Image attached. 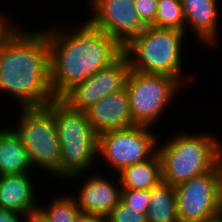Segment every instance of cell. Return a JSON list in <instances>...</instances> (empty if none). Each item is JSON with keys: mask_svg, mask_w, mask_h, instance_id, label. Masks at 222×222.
Returning a JSON list of instances; mask_svg holds the SVG:
<instances>
[{"mask_svg": "<svg viewBox=\"0 0 222 222\" xmlns=\"http://www.w3.org/2000/svg\"><path fill=\"white\" fill-rule=\"evenodd\" d=\"M17 28L0 40V93L19 108L42 107L55 99L50 87L49 44L44 29Z\"/></svg>", "mask_w": 222, "mask_h": 222, "instance_id": "1", "label": "cell"}, {"mask_svg": "<svg viewBox=\"0 0 222 222\" xmlns=\"http://www.w3.org/2000/svg\"><path fill=\"white\" fill-rule=\"evenodd\" d=\"M83 22L72 30L58 26L55 29V25L44 29L49 44L50 87L55 98H61L123 53L113 38L86 20Z\"/></svg>", "mask_w": 222, "mask_h": 222, "instance_id": "2", "label": "cell"}, {"mask_svg": "<svg viewBox=\"0 0 222 222\" xmlns=\"http://www.w3.org/2000/svg\"><path fill=\"white\" fill-rule=\"evenodd\" d=\"M46 107L51 111L57 127L61 150L59 179L74 180L86 176L98 159V134L92 129L84 111L69 107L55 98Z\"/></svg>", "mask_w": 222, "mask_h": 222, "instance_id": "3", "label": "cell"}, {"mask_svg": "<svg viewBox=\"0 0 222 222\" xmlns=\"http://www.w3.org/2000/svg\"><path fill=\"white\" fill-rule=\"evenodd\" d=\"M184 36L186 32L177 29L146 26L144 31L123 47V53L130 69L141 73L168 75L185 85L194 76L188 77L182 72L181 47Z\"/></svg>", "mask_w": 222, "mask_h": 222, "instance_id": "4", "label": "cell"}, {"mask_svg": "<svg viewBox=\"0 0 222 222\" xmlns=\"http://www.w3.org/2000/svg\"><path fill=\"white\" fill-rule=\"evenodd\" d=\"M169 139L164 143L158 140L157 144L164 183L176 186L215 167L217 150L222 143L216 136L180 132Z\"/></svg>", "mask_w": 222, "mask_h": 222, "instance_id": "5", "label": "cell"}, {"mask_svg": "<svg viewBox=\"0 0 222 222\" xmlns=\"http://www.w3.org/2000/svg\"><path fill=\"white\" fill-rule=\"evenodd\" d=\"M20 122L12 128L23 143L33 168L59 177L60 143L53 114L46 107L17 108Z\"/></svg>", "mask_w": 222, "mask_h": 222, "instance_id": "6", "label": "cell"}, {"mask_svg": "<svg viewBox=\"0 0 222 222\" xmlns=\"http://www.w3.org/2000/svg\"><path fill=\"white\" fill-rule=\"evenodd\" d=\"M125 87L128 91L131 117L134 125L152 127L171 107L173 97L183 88L168 75L141 73L130 69ZM169 104V105H168Z\"/></svg>", "mask_w": 222, "mask_h": 222, "instance_id": "7", "label": "cell"}, {"mask_svg": "<svg viewBox=\"0 0 222 222\" xmlns=\"http://www.w3.org/2000/svg\"><path fill=\"white\" fill-rule=\"evenodd\" d=\"M159 139L152 127L144 125L105 131L98 135V158L119 173L150 159L157 152Z\"/></svg>", "mask_w": 222, "mask_h": 222, "instance_id": "8", "label": "cell"}, {"mask_svg": "<svg viewBox=\"0 0 222 222\" xmlns=\"http://www.w3.org/2000/svg\"><path fill=\"white\" fill-rule=\"evenodd\" d=\"M174 187L180 222H212L222 217L215 167Z\"/></svg>", "mask_w": 222, "mask_h": 222, "instance_id": "9", "label": "cell"}, {"mask_svg": "<svg viewBox=\"0 0 222 222\" xmlns=\"http://www.w3.org/2000/svg\"><path fill=\"white\" fill-rule=\"evenodd\" d=\"M89 3L92 14L86 21L122 48L146 28L136 12L134 0H90Z\"/></svg>", "mask_w": 222, "mask_h": 222, "instance_id": "10", "label": "cell"}, {"mask_svg": "<svg viewBox=\"0 0 222 222\" xmlns=\"http://www.w3.org/2000/svg\"><path fill=\"white\" fill-rule=\"evenodd\" d=\"M129 71L128 59L122 53L109 66L73 86L60 99L72 109L84 111L110 93L123 89Z\"/></svg>", "mask_w": 222, "mask_h": 222, "instance_id": "11", "label": "cell"}, {"mask_svg": "<svg viewBox=\"0 0 222 222\" xmlns=\"http://www.w3.org/2000/svg\"><path fill=\"white\" fill-rule=\"evenodd\" d=\"M84 113L98 135L134 126L126 87L100 99L84 110Z\"/></svg>", "mask_w": 222, "mask_h": 222, "instance_id": "12", "label": "cell"}, {"mask_svg": "<svg viewBox=\"0 0 222 222\" xmlns=\"http://www.w3.org/2000/svg\"><path fill=\"white\" fill-rule=\"evenodd\" d=\"M78 188L77 197L72 196L81 213L107 216L120 202L121 185L117 182L92 174ZM118 185H117V184Z\"/></svg>", "mask_w": 222, "mask_h": 222, "instance_id": "13", "label": "cell"}, {"mask_svg": "<svg viewBox=\"0 0 222 222\" xmlns=\"http://www.w3.org/2000/svg\"><path fill=\"white\" fill-rule=\"evenodd\" d=\"M184 17L185 31L193 30L197 39L205 46H217L219 36L218 28V3L217 0H181Z\"/></svg>", "mask_w": 222, "mask_h": 222, "instance_id": "14", "label": "cell"}, {"mask_svg": "<svg viewBox=\"0 0 222 222\" xmlns=\"http://www.w3.org/2000/svg\"><path fill=\"white\" fill-rule=\"evenodd\" d=\"M30 175L32 174L0 176V208L24 215L38 209L36 188L34 189L36 185L32 183Z\"/></svg>", "mask_w": 222, "mask_h": 222, "instance_id": "15", "label": "cell"}, {"mask_svg": "<svg viewBox=\"0 0 222 222\" xmlns=\"http://www.w3.org/2000/svg\"><path fill=\"white\" fill-rule=\"evenodd\" d=\"M34 170L27 151L12 128L0 129V176L30 173Z\"/></svg>", "mask_w": 222, "mask_h": 222, "instance_id": "16", "label": "cell"}, {"mask_svg": "<svg viewBox=\"0 0 222 222\" xmlns=\"http://www.w3.org/2000/svg\"><path fill=\"white\" fill-rule=\"evenodd\" d=\"M117 175L122 189H152L162 182L160 156L156 152L150 159L126 167Z\"/></svg>", "mask_w": 222, "mask_h": 222, "instance_id": "17", "label": "cell"}, {"mask_svg": "<svg viewBox=\"0 0 222 222\" xmlns=\"http://www.w3.org/2000/svg\"><path fill=\"white\" fill-rule=\"evenodd\" d=\"M146 217L148 222H180L173 185L162 181L150 189Z\"/></svg>", "mask_w": 222, "mask_h": 222, "instance_id": "18", "label": "cell"}, {"mask_svg": "<svg viewBox=\"0 0 222 222\" xmlns=\"http://www.w3.org/2000/svg\"><path fill=\"white\" fill-rule=\"evenodd\" d=\"M151 26L185 32V17L181 0H158L155 21Z\"/></svg>", "mask_w": 222, "mask_h": 222, "instance_id": "19", "label": "cell"}, {"mask_svg": "<svg viewBox=\"0 0 222 222\" xmlns=\"http://www.w3.org/2000/svg\"><path fill=\"white\" fill-rule=\"evenodd\" d=\"M48 218L49 222H76L81 214L72 196L53 197L48 206L38 207Z\"/></svg>", "mask_w": 222, "mask_h": 222, "instance_id": "20", "label": "cell"}, {"mask_svg": "<svg viewBox=\"0 0 222 222\" xmlns=\"http://www.w3.org/2000/svg\"><path fill=\"white\" fill-rule=\"evenodd\" d=\"M150 200L149 190L121 189L120 201L126 206L140 210V213L147 214Z\"/></svg>", "mask_w": 222, "mask_h": 222, "instance_id": "21", "label": "cell"}, {"mask_svg": "<svg viewBox=\"0 0 222 222\" xmlns=\"http://www.w3.org/2000/svg\"><path fill=\"white\" fill-rule=\"evenodd\" d=\"M105 218L106 222H148L146 214L126 206L121 201Z\"/></svg>", "mask_w": 222, "mask_h": 222, "instance_id": "22", "label": "cell"}, {"mask_svg": "<svg viewBox=\"0 0 222 222\" xmlns=\"http://www.w3.org/2000/svg\"><path fill=\"white\" fill-rule=\"evenodd\" d=\"M136 12L145 26H151L157 13V0H134Z\"/></svg>", "mask_w": 222, "mask_h": 222, "instance_id": "23", "label": "cell"}, {"mask_svg": "<svg viewBox=\"0 0 222 222\" xmlns=\"http://www.w3.org/2000/svg\"><path fill=\"white\" fill-rule=\"evenodd\" d=\"M24 219V214L0 208V222H24Z\"/></svg>", "mask_w": 222, "mask_h": 222, "instance_id": "24", "label": "cell"}, {"mask_svg": "<svg viewBox=\"0 0 222 222\" xmlns=\"http://www.w3.org/2000/svg\"><path fill=\"white\" fill-rule=\"evenodd\" d=\"M215 168L218 173L219 195L222 203V143L217 150Z\"/></svg>", "mask_w": 222, "mask_h": 222, "instance_id": "25", "label": "cell"}, {"mask_svg": "<svg viewBox=\"0 0 222 222\" xmlns=\"http://www.w3.org/2000/svg\"><path fill=\"white\" fill-rule=\"evenodd\" d=\"M24 222H49L46 215L38 208L25 214Z\"/></svg>", "mask_w": 222, "mask_h": 222, "instance_id": "26", "label": "cell"}, {"mask_svg": "<svg viewBox=\"0 0 222 222\" xmlns=\"http://www.w3.org/2000/svg\"><path fill=\"white\" fill-rule=\"evenodd\" d=\"M76 222H106L105 216L81 213Z\"/></svg>", "mask_w": 222, "mask_h": 222, "instance_id": "27", "label": "cell"}, {"mask_svg": "<svg viewBox=\"0 0 222 222\" xmlns=\"http://www.w3.org/2000/svg\"><path fill=\"white\" fill-rule=\"evenodd\" d=\"M8 23L9 21L6 19V17L5 16L3 17V15H0V40L13 26L12 24H8Z\"/></svg>", "mask_w": 222, "mask_h": 222, "instance_id": "28", "label": "cell"}, {"mask_svg": "<svg viewBox=\"0 0 222 222\" xmlns=\"http://www.w3.org/2000/svg\"><path fill=\"white\" fill-rule=\"evenodd\" d=\"M212 222H222V217L219 218V219H217V220H214V221H212Z\"/></svg>", "mask_w": 222, "mask_h": 222, "instance_id": "29", "label": "cell"}]
</instances>
